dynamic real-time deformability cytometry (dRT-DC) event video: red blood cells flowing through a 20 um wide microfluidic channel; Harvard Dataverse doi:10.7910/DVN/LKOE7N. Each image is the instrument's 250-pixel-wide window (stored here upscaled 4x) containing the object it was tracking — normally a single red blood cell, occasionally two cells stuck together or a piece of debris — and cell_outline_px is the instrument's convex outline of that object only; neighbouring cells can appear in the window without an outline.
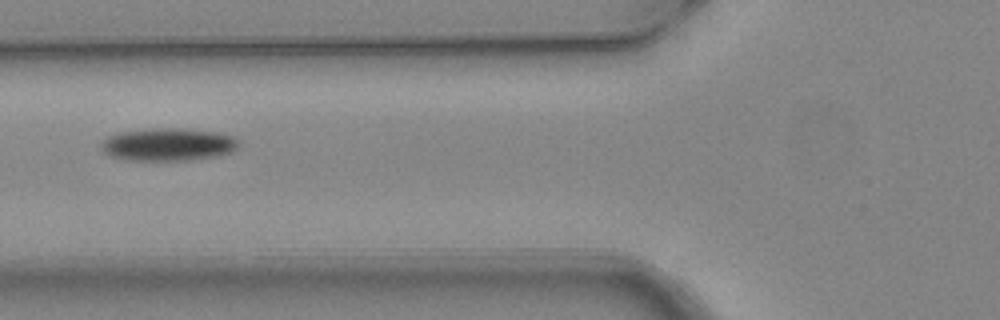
{"species": "common noctule bat (a hibernating species)", "species_latin": "Nyctalus noctula", "temperature_condition": "warm", "stored_images_in_passage": 6, "camera_frame_rate_fps": 3000, "um_per_image_px": 0.085, "animal": {"sex": "female", "body_mass_g": 24.6, "forearm_length_mm": 56.2}, "frame": {"image": 1, "passage_image": 5, "time_ms": 1.333, "image_size_px": [1000, 320], "cell_outline_px": [[240, 144], [232, 152], [220, 156], [188, 160], [128, 160], [112, 156], [104, 152], [100, 148], [100, 140], [108, 136], [120, 132], [152, 128], [184, 128], [216, 132], [232, 136], [240, 140]], "centroid_in_image_um": [14.3, 12.27], "position_along_channel_um": 111.5, "area_um2": 26.53}}
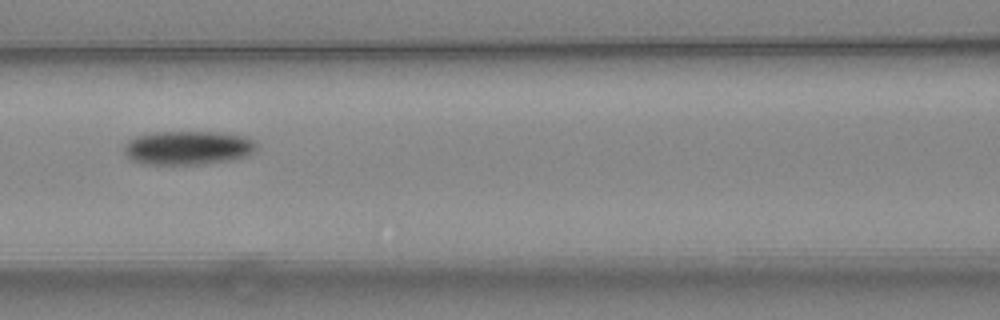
{"frame": {"image": 2, "passage_image": 6, "time_ms": 1.667, "image_size_px": [1000, 320], "cell_outline_px": [[256, 148], [252, 152], [244, 156], [228, 160], [204, 164], [144, 164], [132, 160], [124, 152], [124, 148], [128, 140], [136, 136], [152, 132], [220, 132], [244, 136], [252, 140], [256, 144]], "centroid_in_image_um": [15.94, 12.55], "position_along_channel_um": 150.7, "area_um2": 25.95}}